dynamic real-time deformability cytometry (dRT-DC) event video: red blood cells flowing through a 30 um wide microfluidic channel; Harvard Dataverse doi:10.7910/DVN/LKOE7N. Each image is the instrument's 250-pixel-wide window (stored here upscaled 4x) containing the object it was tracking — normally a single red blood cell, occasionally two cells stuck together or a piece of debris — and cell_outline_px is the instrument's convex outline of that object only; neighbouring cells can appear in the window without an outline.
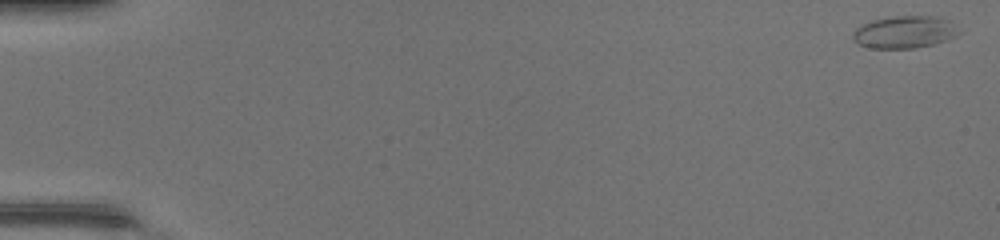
{"species": "common noctule bat (a hibernating species)", "species_latin": "Nyctalus noctula", "temperature_condition": "warm", "stored_images_in_passage": 40, "camera_frame_rate_fps": 3000, "um_per_image_px": 0.085, "animal": {"sex": "female", "body_mass_g": 17.0, "forearm_length_mm": 48.0}, "frame": {"image": 1, "passage_image": 1, "time_ms": 0.0, "image_size_px": [1000, 240], "cell_outline_px": [[960, 32], [956, 36], [932, 44], [916, 48], [872, 48], [860, 44], [852, 40], [852, 32], [856, 28], [872, 20], [892, 16], [936, 16], [952, 20]], "centroid_in_image_um": [76.9, 2.71], "position_along_channel_um": 8.1, "area_um2": 20.0}}
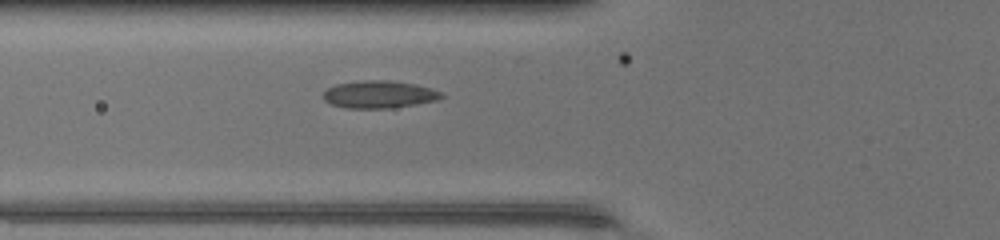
{"frame": {"image": 2, "passage_image": 19, "time_ms": 6.0, "image_size_px": [1000, 240], "cell_outline_px": [[444, 96], [436, 100], [416, 104], [388, 108], [348, 108], [332, 104], [324, 100], [324, 92], [328, 88], [336, 84], [360, 80], [388, 80], [416, 84], [432, 88], [440, 92]], "centroid_in_image_um": [32.23, 8.01], "position_along_channel_um": 93.6, "area_um2": 18.79}}
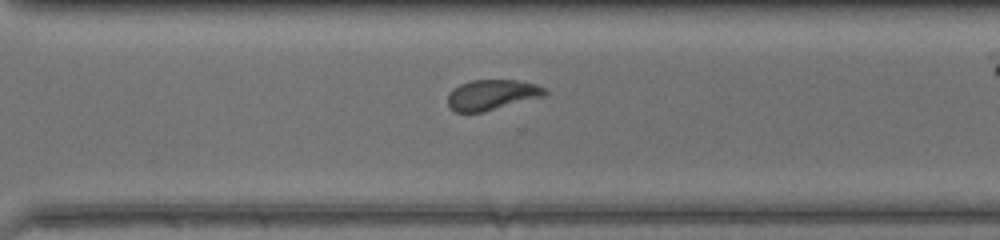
{"frame": {"image": 3, "passage_image": 35, "time_ms": 11.333, "image_size_px": [1000, 240], "cell_outline_px": [[548, 92], [544, 96], [484, 112], [456, 112], [448, 108], [448, 92], [460, 84], [472, 80], [516, 80], [536, 84], [544, 88]], "centroid_in_image_um": [41.79, 8.06], "position_along_channel_um": 328.8, "area_um2": 17.22}}